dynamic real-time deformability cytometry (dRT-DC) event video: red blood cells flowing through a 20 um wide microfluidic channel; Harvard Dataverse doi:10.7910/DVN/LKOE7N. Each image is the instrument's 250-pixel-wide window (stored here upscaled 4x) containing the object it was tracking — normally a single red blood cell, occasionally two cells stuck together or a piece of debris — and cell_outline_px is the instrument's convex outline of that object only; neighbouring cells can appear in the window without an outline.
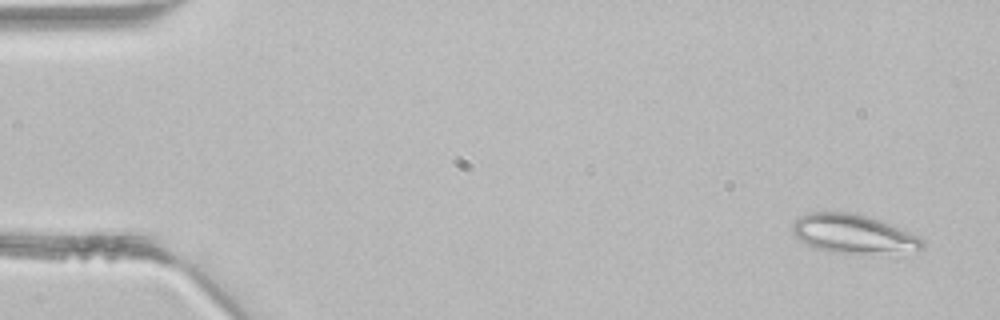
{"species": "common noctule bat (a hibernating species)", "species_latin": "Nyctalus noctula", "temperature_condition": "room temperature", "stored_images_in_passage": 3, "camera_frame_rate_fps": 3000, "um_per_image_px": 0.085, "animal": {"sex": "male", "body_mass_g": 21.5, "forearm_length_mm": 52.0}, "frame": {"image": 1, "passage_image": 1, "time_ms": 0.0, "image_size_px": [1000, 320], "cell_outline_px": [[924, 248], [860, 256], [828, 252], [816, 248], [800, 240], [792, 232], [792, 224], [800, 216], [808, 212], [848, 212], [880, 220], [920, 236], [924, 240]], "centroid_in_image_um": [72.52, 19.91], "position_along_channel_um": 12.5, "area_um2": 29.71}}